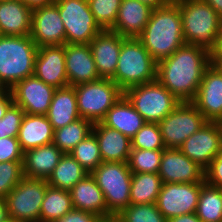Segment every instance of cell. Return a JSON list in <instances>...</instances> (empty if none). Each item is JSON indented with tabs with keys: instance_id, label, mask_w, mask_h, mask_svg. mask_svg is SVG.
<instances>
[{
	"instance_id": "1",
	"label": "cell",
	"mask_w": 222,
	"mask_h": 222,
	"mask_svg": "<svg viewBox=\"0 0 222 222\" xmlns=\"http://www.w3.org/2000/svg\"><path fill=\"white\" fill-rule=\"evenodd\" d=\"M211 63L208 50L184 44L171 56L157 63L156 79L180 102H192L204 71Z\"/></svg>"
},
{
	"instance_id": "2",
	"label": "cell",
	"mask_w": 222,
	"mask_h": 222,
	"mask_svg": "<svg viewBox=\"0 0 222 222\" xmlns=\"http://www.w3.org/2000/svg\"><path fill=\"white\" fill-rule=\"evenodd\" d=\"M137 39L157 63L171 56L186 44L179 6L172 0L166 6L153 9L146 27Z\"/></svg>"
},
{
	"instance_id": "3",
	"label": "cell",
	"mask_w": 222,
	"mask_h": 222,
	"mask_svg": "<svg viewBox=\"0 0 222 222\" xmlns=\"http://www.w3.org/2000/svg\"><path fill=\"white\" fill-rule=\"evenodd\" d=\"M173 1L180 9L185 43L212 53L217 46L222 17L203 0Z\"/></svg>"
},
{
	"instance_id": "4",
	"label": "cell",
	"mask_w": 222,
	"mask_h": 222,
	"mask_svg": "<svg viewBox=\"0 0 222 222\" xmlns=\"http://www.w3.org/2000/svg\"><path fill=\"white\" fill-rule=\"evenodd\" d=\"M38 47L28 36L0 35V80L8 90L34 75Z\"/></svg>"
},
{
	"instance_id": "5",
	"label": "cell",
	"mask_w": 222,
	"mask_h": 222,
	"mask_svg": "<svg viewBox=\"0 0 222 222\" xmlns=\"http://www.w3.org/2000/svg\"><path fill=\"white\" fill-rule=\"evenodd\" d=\"M157 62L137 38L122 41L113 80L123 91L156 80Z\"/></svg>"
},
{
	"instance_id": "6",
	"label": "cell",
	"mask_w": 222,
	"mask_h": 222,
	"mask_svg": "<svg viewBox=\"0 0 222 222\" xmlns=\"http://www.w3.org/2000/svg\"><path fill=\"white\" fill-rule=\"evenodd\" d=\"M107 205V221L130 205L132 172L128 162H102L92 173Z\"/></svg>"
},
{
	"instance_id": "7",
	"label": "cell",
	"mask_w": 222,
	"mask_h": 222,
	"mask_svg": "<svg viewBox=\"0 0 222 222\" xmlns=\"http://www.w3.org/2000/svg\"><path fill=\"white\" fill-rule=\"evenodd\" d=\"M124 96L145 122L159 123L170 114L180 101L157 79L129 87Z\"/></svg>"
},
{
	"instance_id": "8",
	"label": "cell",
	"mask_w": 222,
	"mask_h": 222,
	"mask_svg": "<svg viewBox=\"0 0 222 222\" xmlns=\"http://www.w3.org/2000/svg\"><path fill=\"white\" fill-rule=\"evenodd\" d=\"M74 87L80 117L93 124L101 122L108 110L124 95V91L111 79L101 78Z\"/></svg>"
},
{
	"instance_id": "9",
	"label": "cell",
	"mask_w": 222,
	"mask_h": 222,
	"mask_svg": "<svg viewBox=\"0 0 222 222\" xmlns=\"http://www.w3.org/2000/svg\"><path fill=\"white\" fill-rule=\"evenodd\" d=\"M48 183L24 177L5 197L12 222H40L41 205Z\"/></svg>"
},
{
	"instance_id": "10",
	"label": "cell",
	"mask_w": 222,
	"mask_h": 222,
	"mask_svg": "<svg viewBox=\"0 0 222 222\" xmlns=\"http://www.w3.org/2000/svg\"><path fill=\"white\" fill-rule=\"evenodd\" d=\"M65 27V44H90L103 29L96 22L87 0H55Z\"/></svg>"
},
{
	"instance_id": "11",
	"label": "cell",
	"mask_w": 222,
	"mask_h": 222,
	"mask_svg": "<svg viewBox=\"0 0 222 222\" xmlns=\"http://www.w3.org/2000/svg\"><path fill=\"white\" fill-rule=\"evenodd\" d=\"M207 120L192 102H180L158 123L166 148H179Z\"/></svg>"
},
{
	"instance_id": "12",
	"label": "cell",
	"mask_w": 222,
	"mask_h": 222,
	"mask_svg": "<svg viewBox=\"0 0 222 222\" xmlns=\"http://www.w3.org/2000/svg\"><path fill=\"white\" fill-rule=\"evenodd\" d=\"M204 183H163L156 202L158 210L167 220L195 213Z\"/></svg>"
},
{
	"instance_id": "13",
	"label": "cell",
	"mask_w": 222,
	"mask_h": 222,
	"mask_svg": "<svg viewBox=\"0 0 222 222\" xmlns=\"http://www.w3.org/2000/svg\"><path fill=\"white\" fill-rule=\"evenodd\" d=\"M189 159L206 170L222 149V123L207 121L179 147Z\"/></svg>"
},
{
	"instance_id": "14",
	"label": "cell",
	"mask_w": 222,
	"mask_h": 222,
	"mask_svg": "<svg viewBox=\"0 0 222 222\" xmlns=\"http://www.w3.org/2000/svg\"><path fill=\"white\" fill-rule=\"evenodd\" d=\"M55 90L56 88L33 75L16 83L9 91L13 103L18 105L25 114L46 115Z\"/></svg>"
},
{
	"instance_id": "15",
	"label": "cell",
	"mask_w": 222,
	"mask_h": 222,
	"mask_svg": "<svg viewBox=\"0 0 222 222\" xmlns=\"http://www.w3.org/2000/svg\"><path fill=\"white\" fill-rule=\"evenodd\" d=\"M192 103L207 121L222 123V70L216 63L205 69Z\"/></svg>"
},
{
	"instance_id": "16",
	"label": "cell",
	"mask_w": 222,
	"mask_h": 222,
	"mask_svg": "<svg viewBox=\"0 0 222 222\" xmlns=\"http://www.w3.org/2000/svg\"><path fill=\"white\" fill-rule=\"evenodd\" d=\"M158 175L163 183H197L205 181V170L184 155L179 148H165Z\"/></svg>"
},
{
	"instance_id": "17",
	"label": "cell",
	"mask_w": 222,
	"mask_h": 222,
	"mask_svg": "<svg viewBox=\"0 0 222 222\" xmlns=\"http://www.w3.org/2000/svg\"><path fill=\"white\" fill-rule=\"evenodd\" d=\"M30 37L37 47L65 44V27L54 3L33 9Z\"/></svg>"
},
{
	"instance_id": "18",
	"label": "cell",
	"mask_w": 222,
	"mask_h": 222,
	"mask_svg": "<svg viewBox=\"0 0 222 222\" xmlns=\"http://www.w3.org/2000/svg\"><path fill=\"white\" fill-rule=\"evenodd\" d=\"M34 76L54 88L68 86L65 65V44L38 47Z\"/></svg>"
},
{
	"instance_id": "19",
	"label": "cell",
	"mask_w": 222,
	"mask_h": 222,
	"mask_svg": "<svg viewBox=\"0 0 222 222\" xmlns=\"http://www.w3.org/2000/svg\"><path fill=\"white\" fill-rule=\"evenodd\" d=\"M124 39L125 37L118 33L104 29L90 41L89 46L101 78L112 79L114 77Z\"/></svg>"
},
{
	"instance_id": "20",
	"label": "cell",
	"mask_w": 222,
	"mask_h": 222,
	"mask_svg": "<svg viewBox=\"0 0 222 222\" xmlns=\"http://www.w3.org/2000/svg\"><path fill=\"white\" fill-rule=\"evenodd\" d=\"M65 65L68 86L101 79L89 44H65Z\"/></svg>"
},
{
	"instance_id": "21",
	"label": "cell",
	"mask_w": 222,
	"mask_h": 222,
	"mask_svg": "<svg viewBox=\"0 0 222 222\" xmlns=\"http://www.w3.org/2000/svg\"><path fill=\"white\" fill-rule=\"evenodd\" d=\"M153 9L139 0H122L116 22L110 30L125 38H137L146 27Z\"/></svg>"
},
{
	"instance_id": "22",
	"label": "cell",
	"mask_w": 222,
	"mask_h": 222,
	"mask_svg": "<svg viewBox=\"0 0 222 222\" xmlns=\"http://www.w3.org/2000/svg\"><path fill=\"white\" fill-rule=\"evenodd\" d=\"M63 154L53 143L25 151L23 155L24 177L47 180Z\"/></svg>"
},
{
	"instance_id": "23",
	"label": "cell",
	"mask_w": 222,
	"mask_h": 222,
	"mask_svg": "<svg viewBox=\"0 0 222 222\" xmlns=\"http://www.w3.org/2000/svg\"><path fill=\"white\" fill-rule=\"evenodd\" d=\"M92 133L97 139L103 162H128L131 152L129 137L101 122L94 123Z\"/></svg>"
},
{
	"instance_id": "24",
	"label": "cell",
	"mask_w": 222,
	"mask_h": 222,
	"mask_svg": "<svg viewBox=\"0 0 222 222\" xmlns=\"http://www.w3.org/2000/svg\"><path fill=\"white\" fill-rule=\"evenodd\" d=\"M32 11L19 0H0V34L2 36L30 35Z\"/></svg>"
},
{
	"instance_id": "25",
	"label": "cell",
	"mask_w": 222,
	"mask_h": 222,
	"mask_svg": "<svg viewBox=\"0 0 222 222\" xmlns=\"http://www.w3.org/2000/svg\"><path fill=\"white\" fill-rule=\"evenodd\" d=\"M69 192L74 209L94 213L107 222L104 194L91 174L74 185Z\"/></svg>"
},
{
	"instance_id": "26",
	"label": "cell",
	"mask_w": 222,
	"mask_h": 222,
	"mask_svg": "<svg viewBox=\"0 0 222 222\" xmlns=\"http://www.w3.org/2000/svg\"><path fill=\"white\" fill-rule=\"evenodd\" d=\"M101 123L131 139L146 122L123 95L108 110Z\"/></svg>"
},
{
	"instance_id": "27",
	"label": "cell",
	"mask_w": 222,
	"mask_h": 222,
	"mask_svg": "<svg viewBox=\"0 0 222 222\" xmlns=\"http://www.w3.org/2000/svg\"><path fill=\"white\" fill-rule=\"evenodd\" d=\"M54 129L46 115L25 114L19 129L18 141L23 152L53 142Z\"/></svg>"
},
{
	"instance_id": "28",
	"label": "cell",
	"mask_w": 222,
	"mask_h": 222,
	"mask_svg": "<svg viewBox=\"0 0 222 222\" xmlns=\"http://www.w3.org/2000/svg\"><path fill=\"white\" fill-rule=\"evenodd\" d=\"M46 117L54 130L81 118L78 112L74 86H66L55 90Z\"/></svg>"
},
{
	"instance_id": "29",
	"label": "cell",
	"mask_w": 222,
	"mask_h": 222,
	"mask_svg": "<svg viewBox=\"0 0 222 222\" xmlns=\"http://www.w3.org/2000/svg\"><path fill=\"white\" fill-rule=\"evenodd\" d=\"M89 173L70 154H63L54 168L53 173L47 179L49 186L69 191Z\"/></svg>"
},
{
	"instance_id": "30",
	"label": "cell",
	"mask_w": 222,
	"mask_h": 222,
	"mask_svg": "<svg viewBox=\"0 0 222 222\" xmlns=\"http://www.w3.org/2000/svg\"><path fill=\"white\" fill-rule=\"evenodd\" d=\"M162 185L158 173H132L130 204L156 203Z\"/></svg>"
},
{
	"instance_id": "31",
	"label": "cell",
	"mask_w": 222,
	"mask_h": 222,
	"mask_svg": "<svg viewBox=\"0 0 222 222\" xmlns=\"http://www.w3.org/2000/svg\"><path fill=\"white\" fill-rule=\"evenodd\" d=\"M73 209L69 191L48 185L41 205L40 222L59 220Z\"/></svg>"
},
{
	"instance_id": "32",
	"label": "cell",
	"mask_w": 222,
	"mask_h": 222,
	"mask_svg": "<svg viewBox=\"0 0 222 222\" xmlns=\"http://www.w3.org/2000/svg\"><path fill=\"white\" fill-rule=\"evenodd\" d=\"M93 123L79 118L70 124L54 130L53 144L64 154L70 153L76 145L92 133Z\"/></svg>"
},
{
	"instance_id": "33",
	"label": "cell",
	"mask_w": 222,
	"mask_h": 222,
	"mask_svg": "<svg viewBox=\"0 0 222 222\" xmlns=\"http://www.w3.org/2000/svg\"><path fill=\"white\" fill-rule=\"evenodd\" d=\"M195 214L202 222H222V188L205 182L201 186Z\"/></svg>"
},
{
	"instance_id": "34",
	"label": "cell",
	"mask_w": 222,
	"mask_h": 222,
	"mask_svg": "<svg viewBox=\"0 0 222 222\" xmlns=\"http://www.w3.org/2000/svg\"><path fill=\"white\" fill-rule=\"evenodd\" d=\"M70 154L89 174L103 162L97 139L93 133L76 145Z\"/></svg>"
},
{
	"instance_id": "35",
	"label": "cell",
	"mask_w": 222,
	"mask_h": 222,
	"mask_svg": "<svg viewBox=\"0 0 222 222\" xmlns=\"http://www.w3.org/2000/svg\"><path fill=\"white\" fill-rule=\"evenodd\" d=\"M163 150L131 149L128 160L132 173H158Z\"/></svg>"
},
{
	"instance_id": "36",
	"label": "cell",
	"mask_w": 222,
	"mask_h": 222,
	"mask_svg": "<svg viewBox=\"0 0 222 222\" xmlns=\"http://www.w3.org/2000/svg\"><path fill=\"white\" fill-rule=\"evenodd\" d=\"M158 123L146 122L131 138V149L164 150Z\"/></svg>"
},
{
	"instance_id": "37",
	"label": "cell",
	"mask_w": 222,
	"mask_h": 222,
	"mask_svg": "<svg viewBox=\"0 0 222 222\" xmlns=\"http://www.w3.org/2000/svg\"><path fill=\"white\" fill-rule=\"evenodd\" d=\"M117 217L122 222H167L156 203L130 204Z\"/></svg>"
},
{
	"instance_id": "38",
	"label": "cell",
	"mask_w": 222,
	"mask_h": 222,
	"mask_svg": "<svg viewBox=\"0 0 222 222\" xmlns=\"http://www.w3.org/2000/svg\"><path fill=\"white\" fill-rule=\"evenodd\" d=\"M96 22L104 29H111L117 18L122 0H87Z\"/></svg>"
},
{
	"instance_id": "39",
	"label": "cell",
	"mask_w": 222,
	"mask_h": 222,
	"mask_svg": "<svg viewBox=\"0 0 222 222\" xmlns=\"http://www.w3.org/2000/svg\"><path fill=\"white\" fill-rule=\"evenodd\" d=\"M23 178V161L0 162V198L5 199Z\"/></svg>"
},
{
	"instance_id": "40",
	"label": "cell",
	"mask_w": 222,
	"mask_h": 222,
	"mask_svg": "<svg viewBox=\"0 0 222 222\" xmlns=\"http://www.w3.org/2000/svg\"><path fill=\"white\" fill-rule=\"evenodd\" d=\"M25 112L15 103H12L0 120V138L18 137L19 129Z\"/></svg>"
},
{
	"instance_id": "41",
	"label": "cell",
	"mask_w": 222,
	"mask_h": 222,
	"mask_svg": "<svg viewBox=\"0 0 222 222\" xmlns=\"http://www.w3.org/2000/svg\"><path fill=\"white\" fill-rule=\"evenodd\" d=\"M23 155L17 137L0 138V162L23 161Z\"/></svg>"
},
{
	"instance_id": "42",
	"label": "cell",
	"mask_w": 222,
	"mask_h": 222,
	"mask_svg": "<svg viewBox=\"0 0 222 222\" xmlns=\"http://www.w3.org/2000/svg\"><path fill=\"white\" fill-rule=\"evenodd\" d=\"M205 181L212 186L222 188V149L205 170Z\"/></svg>"
},
{
	"instance_id": "43",
	"label": "cell",
	"mask_w": 222,
	"mask_h": 222,
	"mask_svg": "<svg viewBox=\"0 0 222 222\" xmlns=\"http://www.w3.org/2000/svg\"><path fill=\"white\" fill-rule=\"evenodd\" d=\"M53 222H105V221L94 213L73 209L69 213H67L64 217L60 218L59 220H55Z\"/></svg>"
},
{
	"instance_id": "44",
	"label": "cell",
	"mask_w": 222,
	"mask_h": 222,
	"mask_svg": "<svg viewBox=\"0 0 222 222\" xmlns=\"http://www.w3.org/2000/svg\"><path fill=\"white\" fill-rule=\"evenodd\" d=\"M13 103L10 91L0 95V120L4 117L6 110Z\"/></svg>"
},
{
	"instance_id": "45",
	"label": "cell",
	"mask_w": 222,
	"mask_h": 222,
	"mask_svg": "<svg viewBox=\"0 0 222 222\" xmlns=\"http://www.w3.org/2000/svg\"><path fill=\"white\" fill-rule=\"evenodd\" d=\"M25 4L30 9H35L38 7L48 6L55 2V0H19Z\"/></svg>"
},
{
	"instance_id": "46",
	"label": "cell",
	"mask_w": 222,
	"mask_h": 222,
	"mask_svg": "<svg viewBox=\"0 0 222 222\" xmlns=\"http://www.w3.org/2000/svg\"><path fill=\"white\" fill-rule=\"evenodd\" d=\"M167 222H202V221L195 213H191V214H185L173 217L167 220Z\"/></svg>"
},
{
	"instance_id": "47",
	"label": "cell",
	"mask_w": 222,
	"mask_h": 222,
	"mask_svg": "<svg viewBox=\"0 0 222 222\" xmlns=\"http://www.w3.org/2000/svg\"><path fill=\"white\" fill-rule=\"evenodd\" d=\"M211 60H222V23L220 26L217 46L211 53Z\"/></svg>"
},
{
	"instance_id": "48",
	"label": "cell",
	"mask_w": 222,
	"mask_h": 222,
	"mask_svg": "<svg viewBox=\"0 0 222 222\" xmlns=\"http://www.w3.org/2000/svg\"><path fill=\"white\" fill-rule=\"evenodd\" d=\"M10 218L8 216L6 200L0 198V222H9Z\"/></svg>"
},
{
	"instance_id": "49",
	"label": "cell",
	"mask_w": 222,
	"mask_h": 222,
	"mask_svg": "<svg viewBox=\"0 0 222 222\" xmlns=\"http://www.w3.org/2000/svg\"><path fill=\"white\" fill-rule=\"evenodd\" d=\"M139 1L146 3L155 9L168 5L172 0H139Z\"/></svg>"
},
{
	"instance_id": "50",
	"label": "cell",
	"mask_w": 222,
	"mask_h": 222,
	"mask_svg": "<svg viewBox=\"0 0 222 222\" xmlns=\"http://www.w3.org/2000/svg\"><path fill=\"white\" fill-rule=\"evenodd\" d=\"M222 17V0H203Z\"/></svg>"
},
{
	"instance_id": "51",
	"label": "cell",
	"mask_w": 222,
	"mask_h": 222,
	"mask_svg": "<svg viewBox=\"0 0 222 222\" xmlns=\"http://www.w3.org/2000/svg\"><path fill=\"white\" fill-rule=\"evenodd\" d=\"M9 90L5 87V85L0 80V95L7 93Z\"/></svg>"
},
{
	"instance_id": "52",
	"label": "cell",
	"mask_w": 222,
	"mask_h": 222,
	"mask_svg": "<svg viewBox=\"0 0 222 222\" xmlns=\"http://www.w3.org/2000/svg\"><path fill=\"white\" fill-rule=\"evenodd\" d=\"M107 222H122L117 216L111 217Z\"/></svg>"
},
{
	"instance_id": "53",
	"label": "cell",
	"mask_w": 222,
	"mask_h": 222,
	"mask_svg": "<svg viewBox=\"0 0 222 222\" xmlns=\"http://www.w3.org/2000/svg\"><path fill=\"white\" fill-rule=\"evenodd\" d=\"M213 63H216L222 70V60H212Z\"/></svg>"
}]
</instances>
